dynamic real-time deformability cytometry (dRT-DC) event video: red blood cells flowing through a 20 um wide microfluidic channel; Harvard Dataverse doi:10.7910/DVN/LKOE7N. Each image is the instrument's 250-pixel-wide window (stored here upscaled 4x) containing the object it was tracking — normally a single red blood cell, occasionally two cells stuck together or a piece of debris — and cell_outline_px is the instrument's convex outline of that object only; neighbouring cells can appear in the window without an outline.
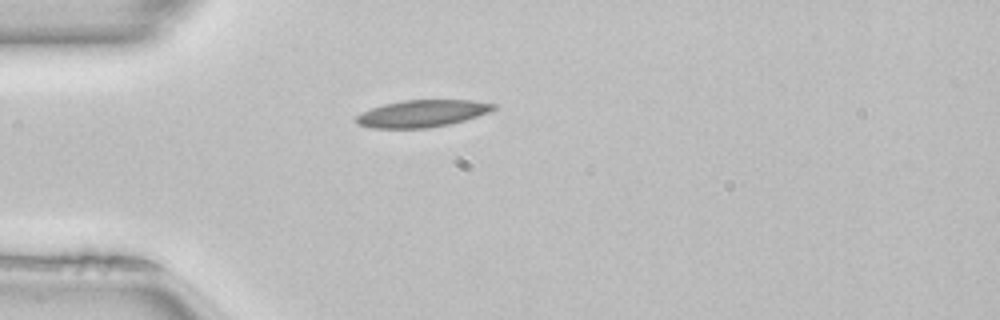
{"species": "common noctule bat (a hibernating species)", "species_latin": "Nyctalus noctula", "temperature_condition": "room temperature", "stored_images_in_passage": 38, "camera_frame_rate_fps": 3000, "um_per_image_px": 0.085, "animal": {"sex": "female", "body_mass_g": 22.7, "forearm_length_mm": 54.2}, "frame": {"image": 1, "passage_image": 1, "time_ms": 0.0, "image_size_px": [1000, 320], "cell_outline_px": [[496, 108], [488, 112], [464, 120], [448, 124], [428, 128], [372, 128], [356, 124], [356, 116], [360, 112], [384, 104], [404, 100], [472, 100], [496, 104]], "centroid_in_image_um": [35.84, 9.65], "position_along_channel_um": 49.2, "area_um2": 21.56}}